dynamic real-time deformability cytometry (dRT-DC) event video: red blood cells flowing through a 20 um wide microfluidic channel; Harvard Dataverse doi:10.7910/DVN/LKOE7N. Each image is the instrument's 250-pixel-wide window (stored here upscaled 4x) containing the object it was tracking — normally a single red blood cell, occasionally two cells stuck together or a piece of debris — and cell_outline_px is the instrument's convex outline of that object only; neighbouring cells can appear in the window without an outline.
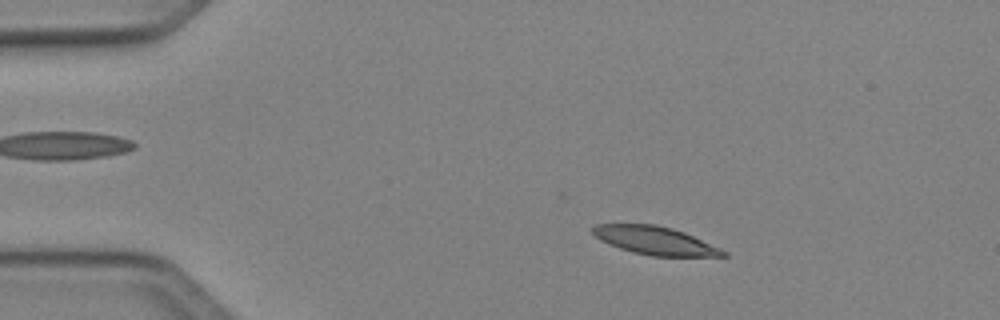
{"species": "Egyptian fruit bat (a non-hibernating species)", "species_latin": "Rousettus aegyptiacus", "temperature_condition": "cold", "stored_images_in_passage": 49, "camera_frame_rate_fps": 3000, "um_per_image_px": 0.085, "animal": {"sex": "female"}, "frame": {"image": 1, "passage_image": 8, "time_ms": 2.333, "image_size_px": [1000, 320], "cell_outline_px": [[728, 256], [652, 256], [632, 252], [620, 248], [600, 240], [592, 232], [592, 228], [596, 224], [656, 224], [672, 228], [684, 232], [720, 248], [728, 252]], "centroid_in_image_um": [55.68, 20.44], "position_along_channel_um": 29.3, "area_um2": 21.27}}
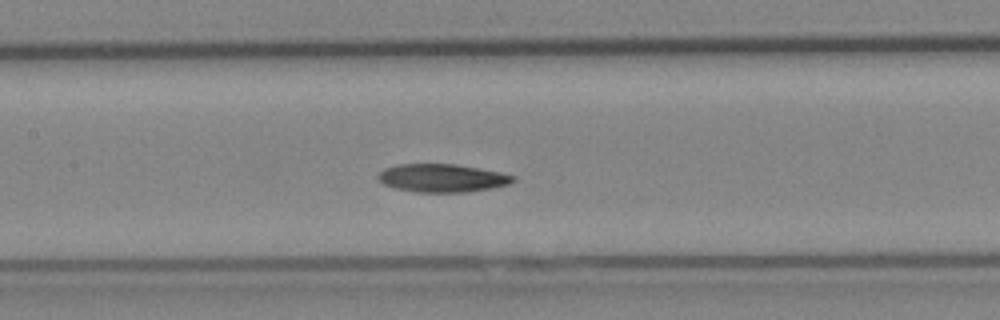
{"frame": {"image": 2, "passage_image": 23, "time_ms": 7.333, "image_size_px": [1000, 320], "cell_outline_px": [[516, 180], [508, 184], [492, 188], [464, 192], [416, 192], [396, 188], [384, 184], [376, 180], [376, 176], [384, 168], [396, 164], [456, 164], [500, 172], [516, 176]], "centroid_in_image_um": [37.56, 15.13], "position_along_channel_um": 169.8, "area_um2": 22.2}}
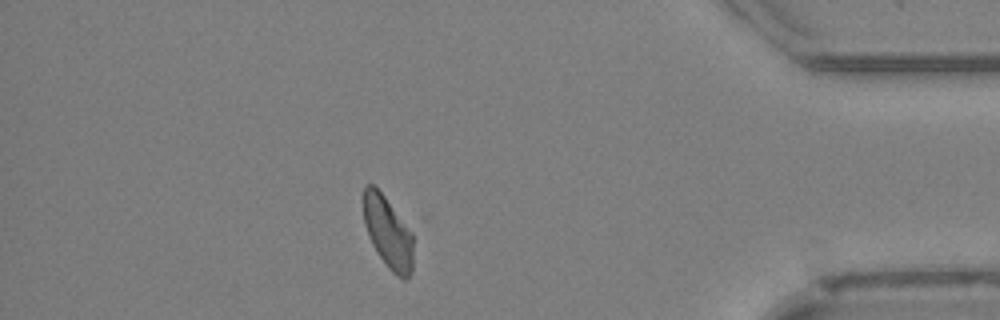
{"frame": {"image": 3, "passage_image": 43, "time_ms": 14.0, "image_size_px": [1000, 320], "cell_outline_px": [[412, 272], [408, 280], [404, 280], [396, 276], [388, 268], [372, 244], [368, 236], [364, 224], [364, 188], [368, 184], [372, 184], [384, 196], [412, 232]], "centroid_in_image_um": [32.98, 19.81], "position_along_channel_um": 402.2, "area_um2": 20.58}, "authors_computed_cell_mechanics": {"area_um2": 21.8484, "velocity_mm_per_s": 4.0545, "shape_relaxation_time_tau1_ms": 7.2711, "shape_relaxation_time_tau2_ms": null, "deformation_change_tau1": 0.1729, "deformation_change_tau2": null}}